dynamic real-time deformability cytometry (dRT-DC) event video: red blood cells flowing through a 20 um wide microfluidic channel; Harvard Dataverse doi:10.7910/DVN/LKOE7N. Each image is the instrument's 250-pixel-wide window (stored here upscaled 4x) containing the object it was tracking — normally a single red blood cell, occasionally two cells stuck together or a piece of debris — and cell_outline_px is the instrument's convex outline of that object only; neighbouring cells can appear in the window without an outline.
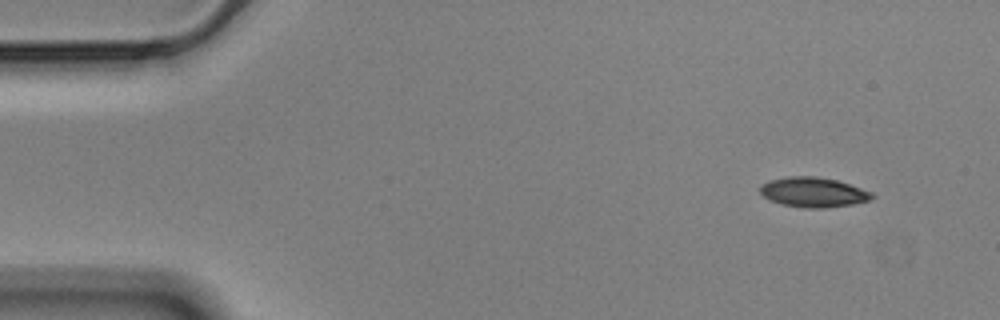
{"species": "Egyptian fruit bat (a non-hibernating species)", "species_latin": "Rousettus aegyptiacus", "temperature_condition": "cold", "stored_images_in_passage": 52, "camera_frame_rate_fps": 3000, "um_per_image_px": 0.085, "animal": {"sex": "male"}, "frame": {"image": 1, "passage_image": 1, "time_ms": 0.0, "image_size_px": [1000, 320], "cell_outline_px": [[876, 196], [868, 200], [852, 204], [824, 208], [804, 208], [780, 204], [768, 200], [760, 192], [760, 188], [768, 180], [788, 176], [816, 176], [836, 180], [872, 192]], "centroid_in_image_um": [69.1, 16.34], "position_along_channel_um": 15.9, "area_um2": 19.42}}
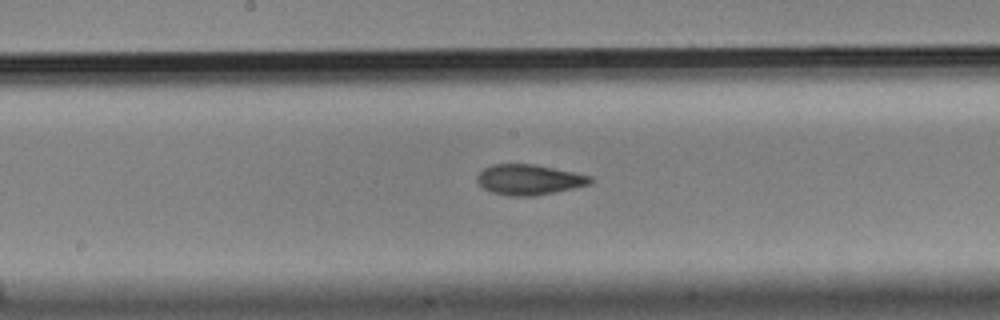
{"frame": {"image": 2, "passage_image": 25, "time_ms": 8.0, "image_size_px": [1000, 320], "cell_outline_px": [[592, 180], [588, 184], [572, 188], [536, 196], [508, 196], [492, 192], [484, 188], [476, 180], [476, 176], [484, 168], [492, 164], [536, 164], [592, 176]], "centroid_in_image_um": [44.94, 15.26], "position_along_channel_um": 203.3, "area_um2": 19.94}}
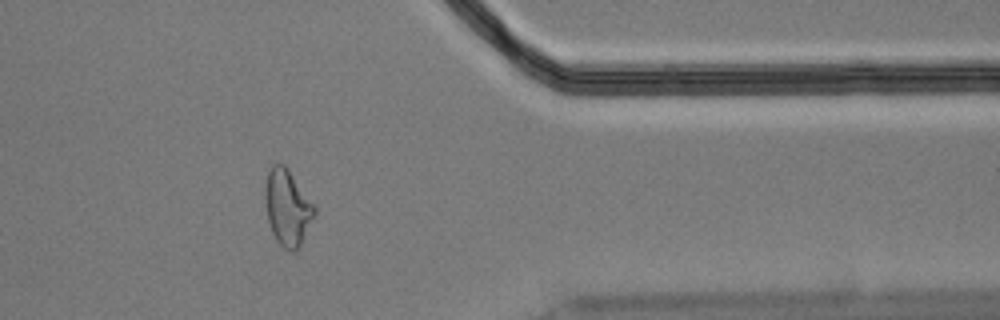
{"frame": {"image": 3, "passage_image": 42, "time_ms": 13.667, "image_size_px": [1000, 320], "cell_outline_px": [[316, 216], [296, 252], [292, 252], [284, 248], [276, 240], [272, 232], [268, 220], [264, 204], [264, 188], [268, 172], [272, 164], [284, 164], [288, 168], [316, 204]], "centroid_in_image_um": [24.46, 17.63], "position_along_channel_um": 386.9, "area_um2": 22.43}, "authors_computed_cell_mechanics": {"area_um2": 20.1433, "velocity_mm_per_s": 3.5413, "shape_relaxation_time_tau1_ms": 5.193, "shape_relaxation_time_tau2_ms": 2.6006, "deformation_change_tau1": 0.1695, "deformation_change_tau2": 0.0979}}